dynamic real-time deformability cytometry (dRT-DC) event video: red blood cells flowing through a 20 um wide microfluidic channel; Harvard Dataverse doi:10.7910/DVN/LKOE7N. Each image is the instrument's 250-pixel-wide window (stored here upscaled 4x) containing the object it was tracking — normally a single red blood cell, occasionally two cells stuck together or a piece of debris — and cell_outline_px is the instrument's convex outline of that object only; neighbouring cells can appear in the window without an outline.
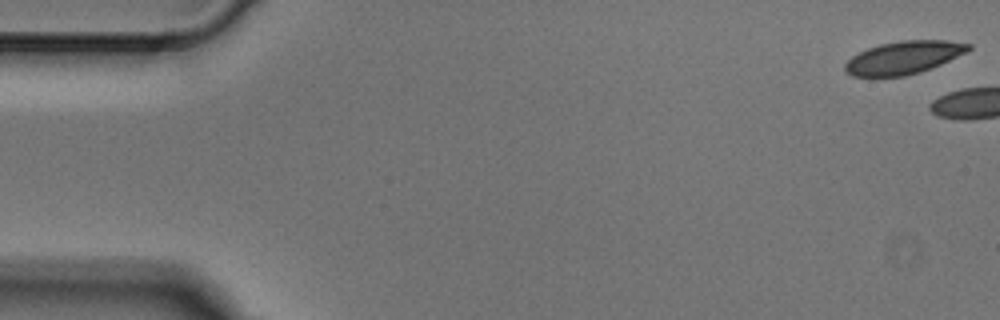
{"species": "Egyptian fruit bat (a non-hibernating species)", "species_latin": "Rousettus aegyptiacus", "temperature_condition": "cold", "stored_images_in_passage": 2, "camera_frame_rate_fps": 3000, "um_per_image_px": 0.085, "animal": {"sex": "male"}, "frame": {"image": 1, "passage_image": 1, "time_ms": 0.0, "image_size_px": [1000, 320], "cell_outline_px": [[972, 48], [968, 52], [940, 64], [920, 72], [904, 76], [852, 76], [844, 72], [844, 64], [852, 56], [868, 48], [880, 44], [900, 40], [948, 40], [972, 44]], "centroid_in_image_um": [76.82, 4.88], "position_along_channel_um": 8.2, "area_um2": 23.7}}